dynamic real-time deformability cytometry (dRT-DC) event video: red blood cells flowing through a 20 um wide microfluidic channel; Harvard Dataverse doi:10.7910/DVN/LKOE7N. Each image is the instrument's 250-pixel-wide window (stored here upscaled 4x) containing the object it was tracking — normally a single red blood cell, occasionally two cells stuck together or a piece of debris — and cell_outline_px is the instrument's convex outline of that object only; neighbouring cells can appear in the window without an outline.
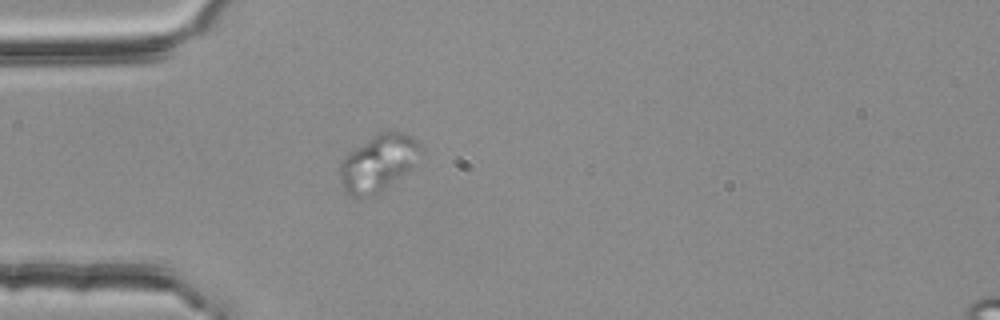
{"species": "common noctule bat (a hibernating species)", "species_latin": "Nyctalus noctula", "temperature_condition": "room temperature", "stored_images_in_passage": 57, "camera_frame_rate_fps": 3000, "um_per_image_px": 0.085, "animal": {"sex": "female", "body_mass_g": 25.1}, "frame": {"image": 1, "passage_image": 17, "time_ms": 5.333, "image_size_px": [1000, 320], "cell_outline_px": [[420, 148], [412, 168], [408, 172], [380, 192], [372, 196], [356, 200], [348, 196], [344, 192], [340, 180], [340, 160], [348, 152], [376, 132], [404, 132], [420, 140]], "centroid_in_image_um": [32.1, 13.88], "position_along_channel_um": 52.9, "area_um2": 27.22}}
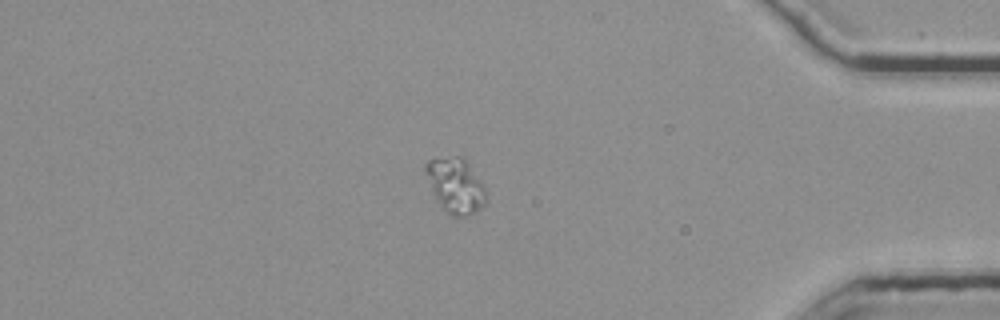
{"frame": {"image": 2, "passage_image": 49, "time_ms": 16.0, "image_size_px": [1000, 320], "cell_outline_px": [[484, 200], [480, 208], [464, 216], [452, 216], [444, 208], [436, 196], [424, 172], [424, 168], [428, 160], [456, 156], [464, 156], [480, 180], [484, 188]], "centroid_in_image_um": [38.7, 15.71], "position_along_channel_um": 396.5, "area_um2": 18.55}}
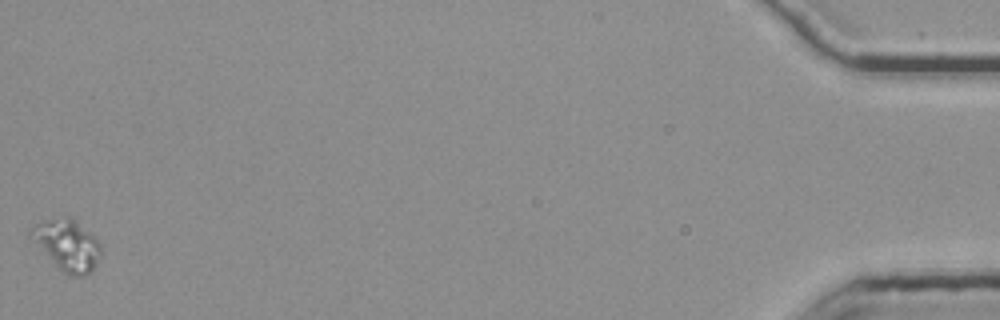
{"frame": {"image": 3, "passage_image": 57, "time_ms": 18.667, "image_size_px": [1000, 320], "cell_outline_px": [[100, 256], [92, 272], [84, 276], [72, 276], [64, 272], [28, 236], [28, 228], [32, 224], [44, 220], [68, 216], [96, 236], [100, 244]], "centroid_in_image_um": [5.7, 20.8], "position_along_channel_um": 429.5, "area_um2": 20.69}}